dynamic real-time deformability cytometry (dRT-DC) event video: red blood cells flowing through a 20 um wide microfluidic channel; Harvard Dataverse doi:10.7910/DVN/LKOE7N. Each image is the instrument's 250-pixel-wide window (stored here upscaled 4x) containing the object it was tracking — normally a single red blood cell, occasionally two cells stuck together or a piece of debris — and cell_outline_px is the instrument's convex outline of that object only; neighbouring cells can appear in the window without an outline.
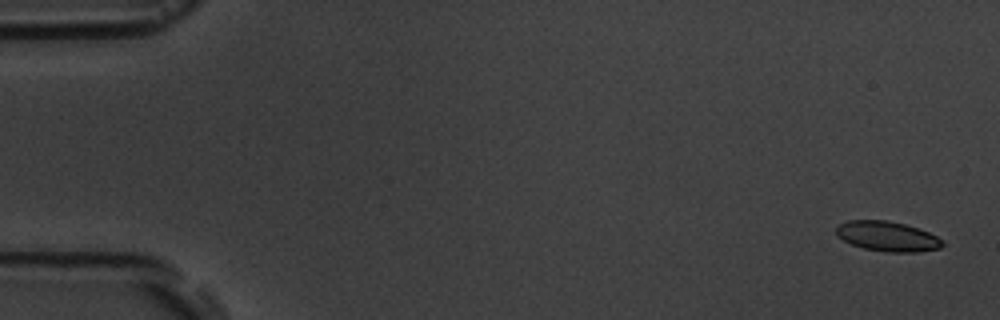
{"species": "common noctule bat (a hibernating species)", "species_latin": "Nyctalus noctula", "temperature_condition": "room temperature", "stored_images_in_passage": 6, "camera_frame_rate_fps": 3000, "um_per_image_px": 0.085, "animal": {"sex": "male", "body_mass_g": 19.5, "forearm_length_mm": 54.6}, "frame": {"image": 1, "passage_image": 1, "time_ms": 0.0, "image_size_px": [1000, 320], "cell_outline_px": [[944, 244], [940, 248], [916, 252], [884, 252], [864, 248], [852, 244], [836, 236], [836, 228], [840, 224], [848, 220], [888, 220], [904, 224], [928, 232], [944, 240]], "centroid_in_image_um": [75.43, 20.09], "position_along_channel_um": 9.6, "area_um2": 18.5}}
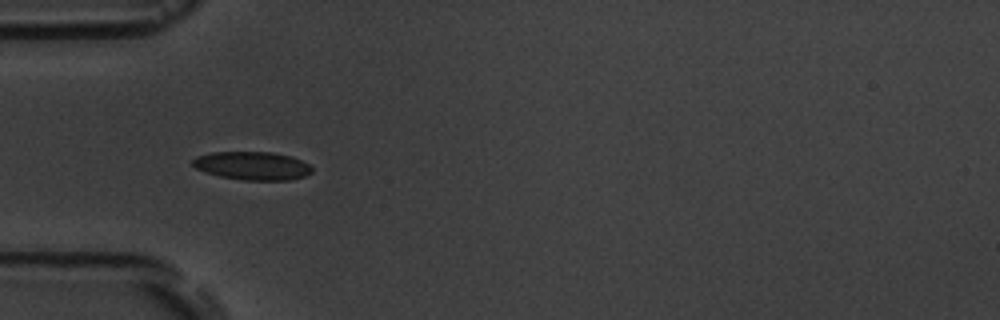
{"frame": {"image": 2, "passage_image": 5, "time_ms": 5.333, "image_size_px": [1000, 320], "cell_outline_px": [[312, 172], [304, 176], [292, 180], [244, 180], [220, 176], [196, 168], [192, 164], [192, 160], [196, 156], [212, 152], [272, 152], [292, 156], [308, 164], [312, 168]], "centroid_in_image_um": [21.47, 14.08], "position_along_channel_um": 63.5, "area_um2": 19.59}}
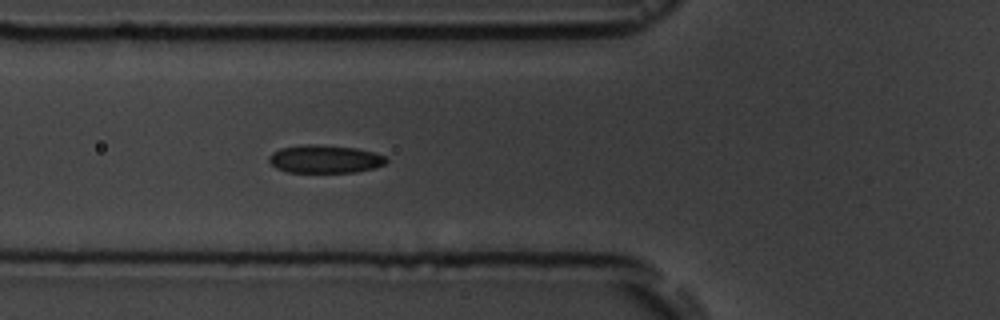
{"frame": {"image": 3, "passage_image": 6, "time_ms": 6.333, "image_size_px": [1000, 320], "cell_outline_px": [[388, 160], [384, 164], [372, 168], [356, 172], [288, 172], [276, 168], [268, 160], [268, 156], [272, 152], [280, 148], [304, 144], [316, 144], [356, 148], [376, 152], [388, 156]], "centroid_in_image_um": [27.62, 13.51], "position_along_channel_um": 98.2, "area_um2": 19.31}}